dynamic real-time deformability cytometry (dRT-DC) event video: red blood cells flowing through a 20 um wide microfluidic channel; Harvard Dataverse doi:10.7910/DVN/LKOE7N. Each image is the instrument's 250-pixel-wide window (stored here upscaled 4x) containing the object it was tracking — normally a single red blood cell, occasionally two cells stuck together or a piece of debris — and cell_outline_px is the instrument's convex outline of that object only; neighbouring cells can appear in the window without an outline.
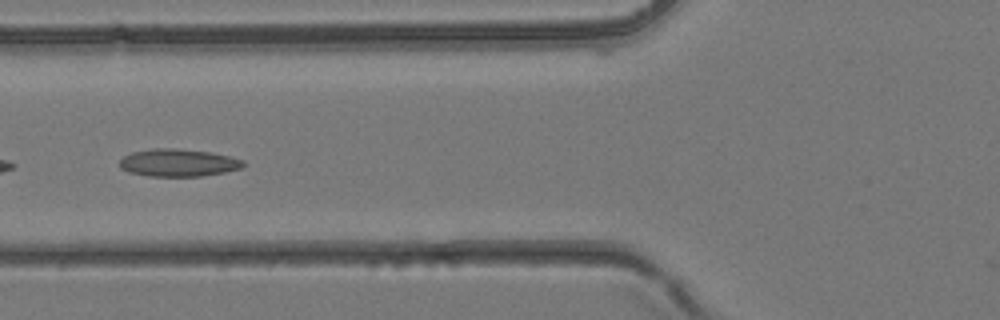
{"species": "common noctule bat (a hibernating species)", "species_latin": "Nyctalus noctula", "temperature_condition": "room temperature", "stored_images_in_passage": 5, "camera_frame_rate_fps": 3000, "um_per_image_px": 0.085, "animal": {"sex": "female", "body_mass_g": 24.6, "forearm_length_mm": 56.2}, "frame": {"image": 1, "passage_image": 5, "time_ms": 1.333, "image_size_px": [1000, 320], "cell_outline_px": [[244, 168], [224, 172], [200, 176], [148, 176], [128, 172], [120, 168], [120, 160], [124, 156], [132, 152], [152, 148], [176, 148], [212, 152], [244, 160]], "centroid_in_image_um": [15.15, 13.83], "position_along_channel_um": 110.6, "area_um2": 19.94}}